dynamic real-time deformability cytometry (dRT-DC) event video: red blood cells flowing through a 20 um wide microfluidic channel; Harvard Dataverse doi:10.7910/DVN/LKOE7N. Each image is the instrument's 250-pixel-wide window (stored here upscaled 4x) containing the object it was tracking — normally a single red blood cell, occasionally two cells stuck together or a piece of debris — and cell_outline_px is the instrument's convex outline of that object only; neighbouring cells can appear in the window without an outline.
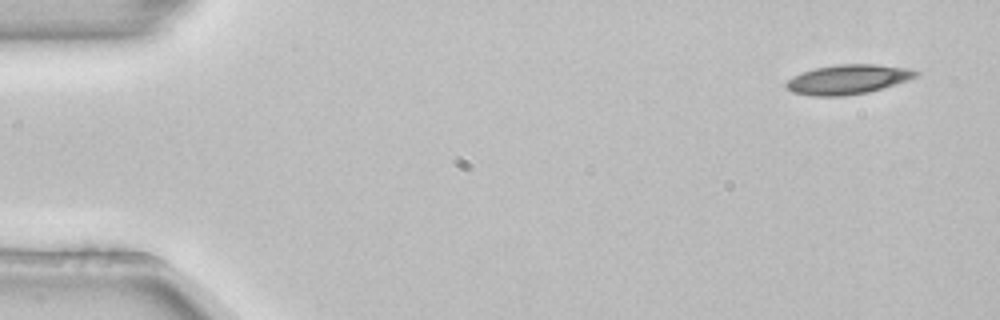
{"species": "common noctule bat (a hibernating species)", "species_latin": "Nyctalus noctula", "temperature_condition": "room temperature", "stored_images_in_passage": 5, "segment_of_instrument_passage": [1, 2], "camera_frame_rate_fps": 3000, "um_per_image_px": 0.085, "animal": {"sex": "female", "body_mass_g": 22.7, "forearm_length_mm": 54.2}, "frame": {"image": 1, "passage_image": 1, "time_ms": 0.0, "image_size_px": [1000, 320], "cell_outline_px": [[920, 72], [916, 76], [868, 92], [844, 96], [812, 96], [792, 92], [784, 84], [792, 76], [816, 68], [836, 64], [876, 64], [908, 68]], "centroid_in_image_um": [72.02, 6.74], "position_along_channel_um": 13.0, "area_um2": 21.96}}
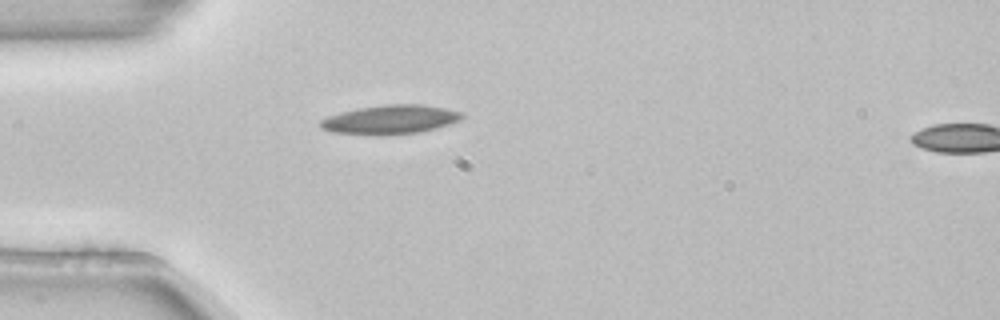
{"frame": {"image": 2, "passage_image": 4, "time_ms": 1.0, "image_size_px": [1000, 320], "cell_outline_px": [[464, 116], [460, 120], [436, 128], [420, 132], [328, 132], [320, 128], [320, 120], [328, 116], [360, 108], [388, 104], [420, 104], [444, 108], [464, 112]], "centroid_in_image_um": [33.24, 10.11], "position_along_channel_um": 51.8, "area_um2": 22.72}}